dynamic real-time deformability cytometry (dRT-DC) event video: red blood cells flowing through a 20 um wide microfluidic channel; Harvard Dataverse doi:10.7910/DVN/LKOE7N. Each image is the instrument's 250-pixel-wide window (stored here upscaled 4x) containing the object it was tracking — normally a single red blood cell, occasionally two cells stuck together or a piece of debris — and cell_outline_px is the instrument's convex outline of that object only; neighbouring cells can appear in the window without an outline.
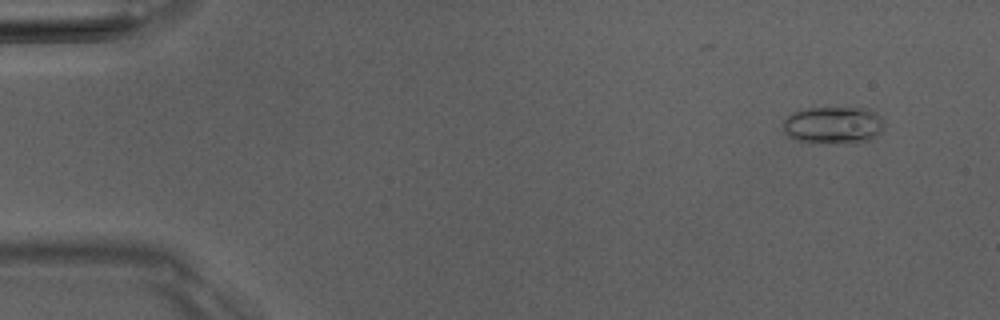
{"species": "Egyptian fruit bat (a non-hibernating species)", "species_latin": "Rousettus aegyptiacus", "temperature_condition": "room temperature", "stored_images_in_passage": 4, "camera_frame_rate_fps": 3000, "um_per_image_px": 0.085, "animal": {"sex": "male"}, "frame": {"image": 1, "passage_image": 1, "time_ms": 0.0, "image_size_px": [1000, 320], "cell_outline_px": [[880, 132], [872, 140], [796, 140], [788, 136], [784, 132], [784, 120], [792, 112], [808, 108], [868, 108], [876, 112], [880, 116]], "centroid_in_image_um": [70.79, 10.56], "position_along_channel_um": 14.2, "area_um2": 20.69}}